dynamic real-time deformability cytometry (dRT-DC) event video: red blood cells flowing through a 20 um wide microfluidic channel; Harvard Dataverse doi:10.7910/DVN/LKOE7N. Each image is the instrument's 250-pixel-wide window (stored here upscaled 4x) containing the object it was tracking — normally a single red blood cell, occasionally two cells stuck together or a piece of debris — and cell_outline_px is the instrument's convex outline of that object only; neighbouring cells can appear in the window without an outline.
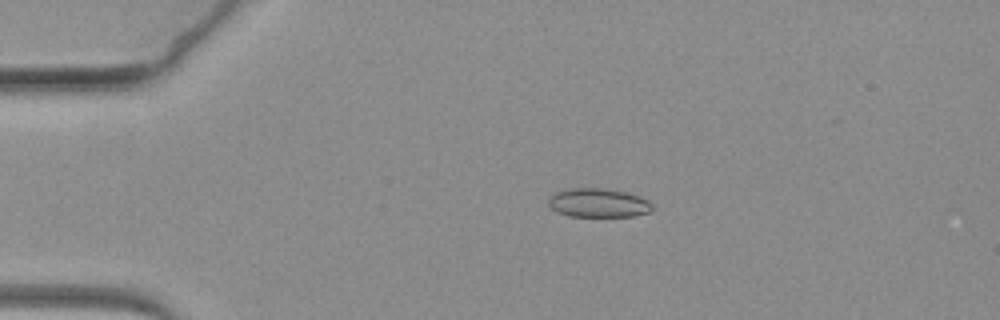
{"species": "common noctule bat (a hibernating species)", "species_latin": "Nyctalus noctula", "temperature_condition": "warm", "stored_images_in_passage": 60, "camera_frame_rate_fps": 3000, "um_per_image_px": 0.085, "animal": {"sex": "female", "body_mass_g": 19.3, "forearm_length_mm": 54.1}, "frame": {"image": 1, "passage_image": 15, "time_ms": 4.667, "image_size_px": [1000, 320], "cell_outline_px": [[652, 212], [632, 216], [568, 216], [556, 212], [548, 204], [548, 196], [556, 192], [568, 188], [604, 188], [628, 192], [648, 200], [652, 204]], "centroid_in_image_um": [50.84, 17.24], "position_along_channel_um": 34.2, "area_um2": 17.69}}
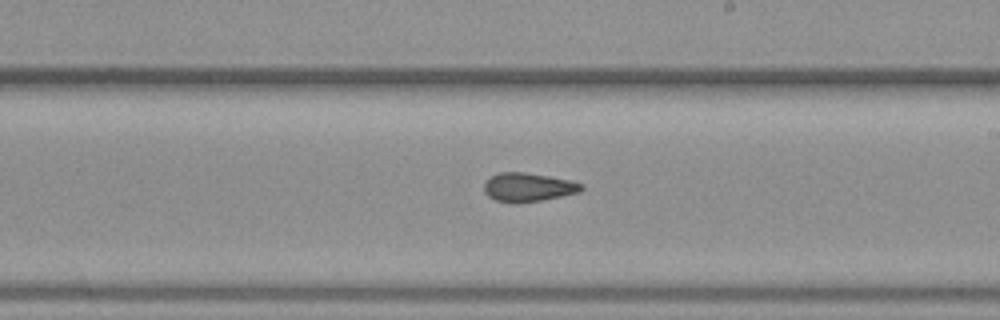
{"frame": {"image": 2, "passage_image": 39, "time_ms": 12.667, "image_size_px": [1000, 320], "cell_outline_px": [[584, 188], [580, 192], [540, 200], [496, 200], [488, 196], [484, 192], [484, 184], [492, 176], [500, 172], [524, 172], [548, 176], [568, 180], [584, 184]], "centroid_in_image_um": [44.92, 15.87], "position_along_channel_um": 244.1, "area_um2": 15.55}}
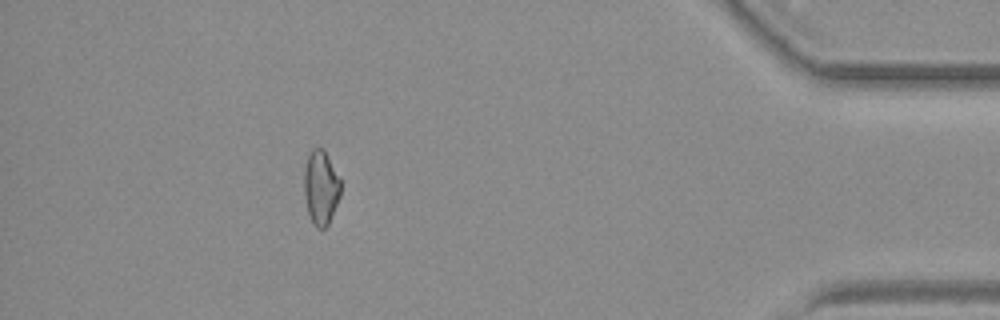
{"frame": {"image": 3, "passage_image": 59, "time_ms": 19.333, "image_size_px": [1000, 320], "cell_outline_px": [[340, 196], [328, 224], [324, 228], [316, 228], [312, 224], [308, 212], [304, 196], [304, 164], [312, 148], [324, 148], [340, 180]], "centroid_in_image_um": [27.25, 15.93], "position_along_channel_um": 408.0, "area_um2": 15.84}}